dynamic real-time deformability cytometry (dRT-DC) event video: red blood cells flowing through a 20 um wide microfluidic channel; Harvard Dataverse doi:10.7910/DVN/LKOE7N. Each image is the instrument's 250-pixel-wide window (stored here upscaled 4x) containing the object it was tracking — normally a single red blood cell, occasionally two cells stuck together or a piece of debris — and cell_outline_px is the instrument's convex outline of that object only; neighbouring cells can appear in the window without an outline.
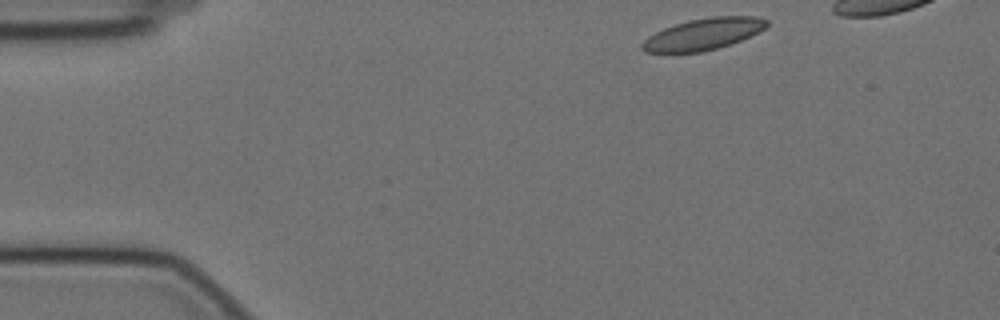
{"species": "Egyptian fruit bat (a non-hibernating species)", "species_latin": "Rousettus aegyptiacus", "temperature_condition": "cold", "stored_images_in_passage": 44, "camera_frame_rate_fps": 3000, "um_per_image_px": 0.085, "animal": {"sex": "female"}, "frame": {"image": 1, "passage_image": 1, "time_ms": 0.0, "image_size_px": [1000, 320], "cell_outline_px": [[768, 24], [764, 28], [740, 40], [716, 48], [700, 52], [644, 52], [640, 48], [640, 44], [648, 36], [664, 28], [688, 20], [712, 16], [756, 16], [768, 20]], "centroid_in_image_um": [59.74, 2.89], "position_along_channel_um": 25.3, "area_um2": 22.6}}
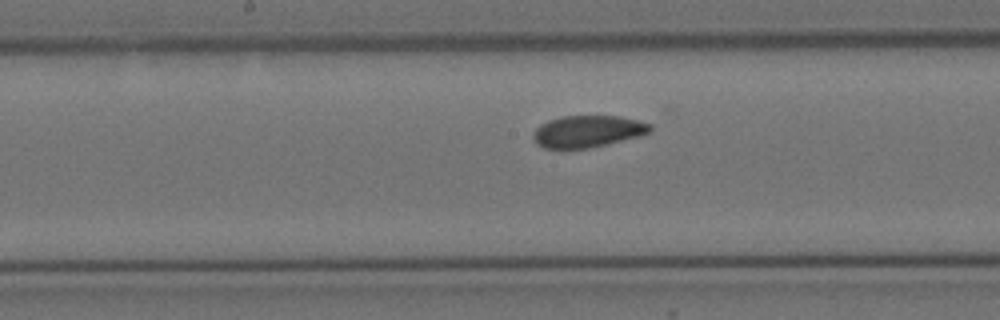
{"frame": {"image": 2, "passage_image": 22, "time_ms": 7.0, "image_size_px": [1000, 320], "cell_outline_px": [[652, 128], [648, 132], [640, 136], [604, 144], [584, 148], [544, 148], [536, 144], [532, 136], [536, 128], [540, 124], [548, 120], [560, 116], [620, 116], [652, 124]], "centroid_in_image_um": [49.92, 11.15], "position_along_channel_um": 198.3, "area_um2": 21.5}}
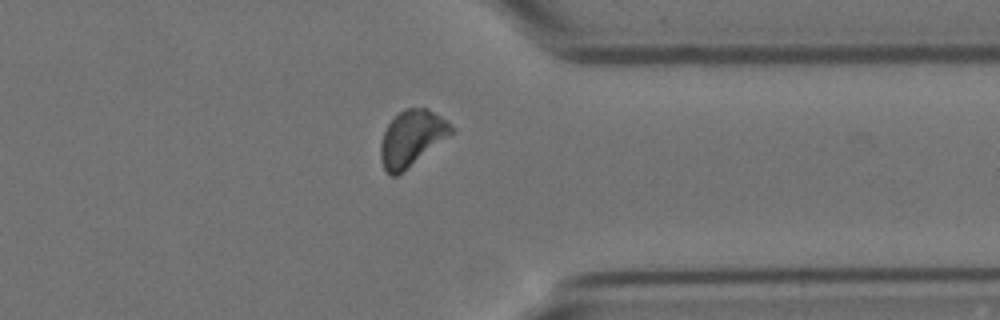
{"frame": {"image": 3, "passage_image": 38, "time_ms": 12.333, "image_size_px": [1000, 320], "cell_outline_px": [[456, 132], [396, 176], [392, 176], [384, 168], [380, 160], [380, 144], [384, 132], [388, 124], [400, 112], [408, 108], [428, 108], [440, 116], [456, 128]], "centroid_in_image_um": [35.03, 11.74], "position_along_channel_um": 376.4, "area_um2": 22.83}, "authors_computed_cell_mechanics": {"area_um2": 22.5131, "velocity_mm_per_s": 3.4437, "shape_relaxation_time_tau1_ms": 3.8514, "shape_relaxation_time_tau2_ms": 4.1368, "deformation_change_tau1": 0.0866, "deformation_change_tau2": 0.0727}}